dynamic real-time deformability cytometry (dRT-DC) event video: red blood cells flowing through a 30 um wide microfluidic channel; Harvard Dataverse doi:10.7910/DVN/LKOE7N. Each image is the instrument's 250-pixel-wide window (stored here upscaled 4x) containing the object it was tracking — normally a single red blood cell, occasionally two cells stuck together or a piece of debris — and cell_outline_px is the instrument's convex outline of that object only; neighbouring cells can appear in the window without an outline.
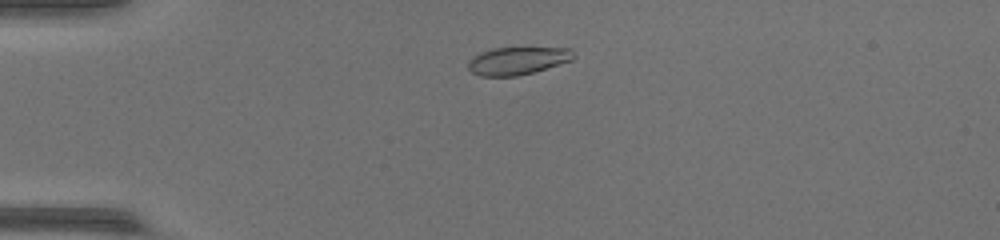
{"species": "common noctule bat (a hibernating species)", "species_latin": "Nyctalus noctula", "temperature_condition": "warm", "stored_images_in_passage": 44, "camera_frame_rate_fps": 3000, "um_per_image_px": 0.085, "animal": {"sex": "female", "body_mass_g": 17.0, "forearm_length_mm": 48.0}, "frame": {"image": 1, "passage_image": 5, "time_ms": 1.333, "image_size_px": [1000, 240], "cell_outline_px": [[576, 56], [572, 60], [532, 72], [516, 76], [480, 76], [472, 72], [468, 68], [468, 60], [472, 56], [480, 52], [492, 48], [572, 48]], "centroid_in_image_um": [43.97, 5.15], "position_along_channel_um": 41.0, "area_um2": 16.99}}
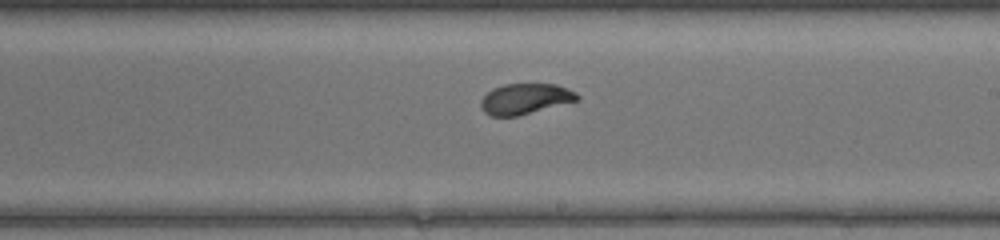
{"frame": {"image": 2, "passage_image": 23, "time_ms": 7.333, "image_size_px": [1000, 240], "cell_outline_px": [[580, 100], [516, 116], [488, 116], [480, 108], [480, 100], [492, 88], [504, 84], [556, 84], [568, 88], [576, 92], [580, 96]], "centroid_in_image_um": [44.64, 8.4], "position_along_channel_um": 244.4, "area_um2": 17.34}}
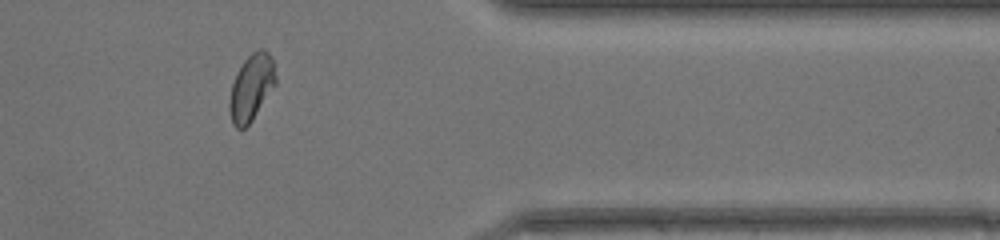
{"frame": {"image": 3, "passage_image": 35, "time_ms": 11.333, "image_size_px": [1000, 240], "cell_outline_px": [[276, 84], [252, 120], [244, 128], [236, 128], [232, 124], [228, 108], [228, 104], [232, 84], [236, 72], [244, 60], [252, 52], [260, 48], [264, 48], [272, 56], [276, 76]], "centroid_in_image_um": [21.36, 7.41], "position_along_channel_um": 390.0, "area_um2": 18.03}}